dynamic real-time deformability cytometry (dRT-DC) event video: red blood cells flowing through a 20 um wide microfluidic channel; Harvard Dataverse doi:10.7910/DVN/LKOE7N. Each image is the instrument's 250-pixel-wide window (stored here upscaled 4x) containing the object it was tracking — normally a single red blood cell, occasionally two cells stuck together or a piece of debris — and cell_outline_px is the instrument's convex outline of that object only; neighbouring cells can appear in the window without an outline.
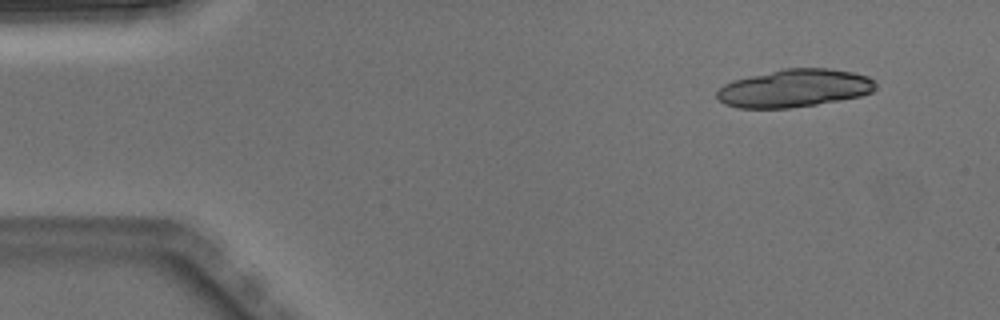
{"species": "Egyptian fruit bat (a non-hibernating species)", "species_latin": "Rousettus aegyptiacus", "temperature_condition": "warm", "stored_images_in_passage": 6, "camera_frame_rate_fps": 3000, "um_per_image_px": 0.085, "animal": {"sex": "male"}, "frame": {"image": 1, "passage_image": 1, "time_ms": 0.0, "image_size_px": [1000, 320], "cell_outline_px": [[876, 88], [872, 92], [860, 96], [840, 100], [816, 104], [788, 108], [740, 108], [724, 104], [716, 96], [716, 92], [724, 84], [732, 80], [784, 68], [832, 68], [852, 72], [868, 76], [876, 84]], "centroid_in_image_um": [67.52, 7.49], "position_along_channel_um": 17.5, "area_um2": 35.03}}
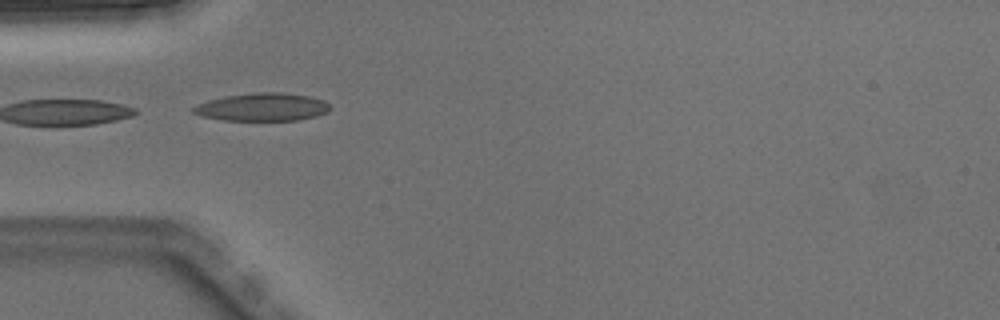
{"frame": {"image": 2, "passage_image": 4, "time_ms": 1.0, "image_size_px": [1000, 320], "cell_outline_px": [[332, 108], [328, 112], [316, 116], [296, 120], [224, 120], [204, 116], [192, 112], [192, 108], [196, 104], [208, 100], [228, 96], [252, 92], [280, 92], [308, 96], [324, 100]], "centroid_in_image_um": [22.32, 9.09], "position_along_channel_um": 62.7, "area_um2": 22.14}}